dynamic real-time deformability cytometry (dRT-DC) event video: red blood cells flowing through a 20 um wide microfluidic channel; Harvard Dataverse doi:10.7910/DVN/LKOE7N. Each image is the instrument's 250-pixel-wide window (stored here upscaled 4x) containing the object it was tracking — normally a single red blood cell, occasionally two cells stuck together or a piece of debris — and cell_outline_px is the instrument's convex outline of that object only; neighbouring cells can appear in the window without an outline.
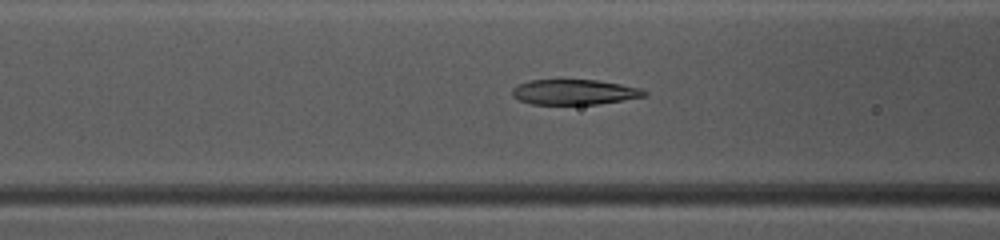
{"species": "common noctule bat (a hibernating species)", "species_latin": "Nyctalus noctula", "temperature_condition": "warm", "stored_images_in_passage": 34, "camera_frame_rate_fps": 3000, "um_per_image_px": 0.085, "animal": {"sex": "female", "body_mass_g": 10.0, "forearm_length_mm": 53.1}, "frame": {"image": 1, "passage_image": 9, "time_ms": 2.667, "image_size_px": [1000, 240], "cell_outline_px": [[648, 96], [600, 104], [532, 104], [520, 100], [512, 96], [512, 88], [528, 80], [596, 80], [644, 88], [648, 92]], "centroid_in_image_um": [48.88, 7.83], "position_along_channel_um": 117.7, "area_um2": 19.54}}
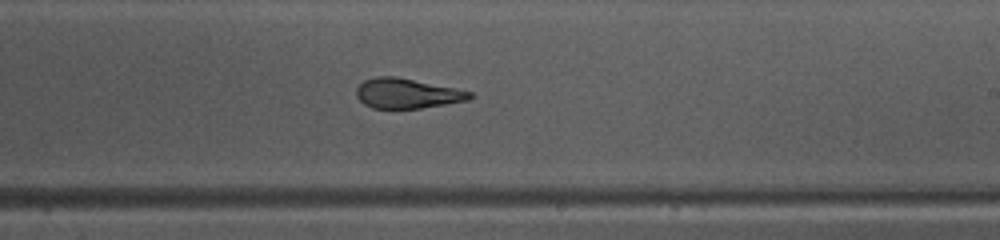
{"frame": {"image": 2, "passage_image": 19, "time_ms": 6.0, "image_size_px": [1000, 240], "cell_outline_px": [[476, 96], [468, 100], [420, 108], [372, 108], [364, 104], [356, 96], [356, 88], [364, 80], [376, 76], [396, 76], [456, 88], [472, 92]], "centroid_in_image_um": [34.6, 7.93], "position_along_channel_um": 254.4, "area_um2": 19.83}}
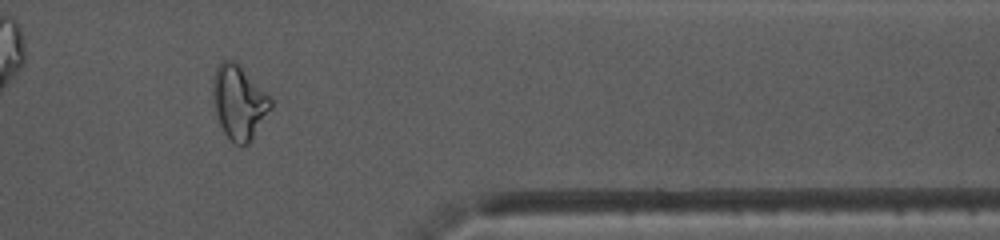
{"frame": {"image": 3, "passage_image": 30, "time_ms": 9.667, "image_size_px": [1000, 240], "cell_outline_px": [[272, 104], [252, 140], [248, 144], [232, 144], [224, 132], [220, 124], [216, 112], [212, 92], [212, 76], [216, 68], [224, 60], [232, 60], [272, 100]], "centroid_in_image_um": [20.26, 8.74], "position_along_channel_um": 391.1, "area_um2": 24.04}}